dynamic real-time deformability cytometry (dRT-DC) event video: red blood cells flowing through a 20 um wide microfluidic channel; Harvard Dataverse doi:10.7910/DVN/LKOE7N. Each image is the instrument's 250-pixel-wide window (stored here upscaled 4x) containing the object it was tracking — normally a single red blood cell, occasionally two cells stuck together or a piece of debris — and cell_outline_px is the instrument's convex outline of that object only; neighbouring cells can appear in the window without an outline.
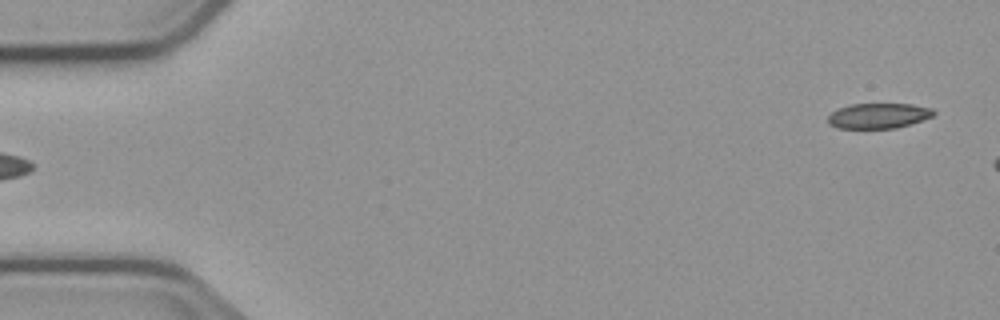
{"species": "common noctule bat (a hibernating species)", "species_latin": "Nyctalus noctula", "temperature_condition": "cold", "stored_images_in_passage": 5, "camera_frame_rate_fps": 3000, "um_per_image_px": 0.085, "animal": {"sex": "male", "body_mass_g": 23.1, "forearm_length_mm": 52.7}, "frame": {"image": 1, "passage_image": 5, "time_ms": 4.667, "image_size_px": [1000, 320], "cell_outline_px": [[936, 112], [932, 116], [896, 128], [836, 128], [828, 124], [828, 116], [832, 112], [840, 108], [852, 104], [912, 104], [932, 108]], "centroid_in_image_um": [74.65, 9.84], "position_along_channel_um": 10.4, "area_um2": 15.37}}